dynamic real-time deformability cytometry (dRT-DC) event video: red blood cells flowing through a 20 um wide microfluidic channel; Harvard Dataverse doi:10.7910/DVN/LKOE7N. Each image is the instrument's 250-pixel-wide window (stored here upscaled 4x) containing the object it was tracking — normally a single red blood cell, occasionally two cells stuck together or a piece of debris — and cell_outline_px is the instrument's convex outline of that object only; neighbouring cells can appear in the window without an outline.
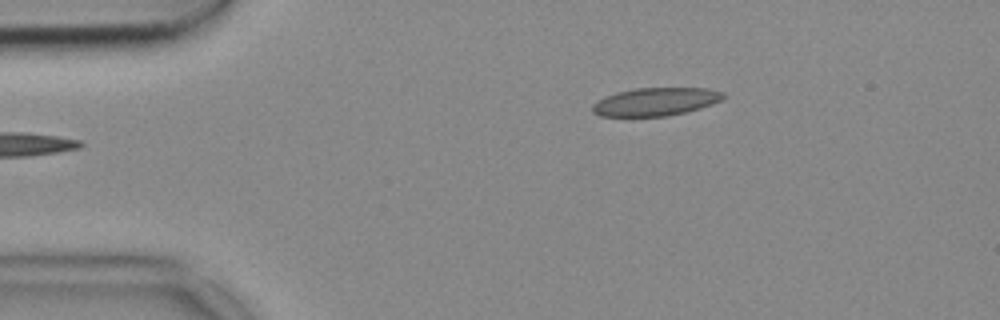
{"species": "common noctule bat (a hibernating species)", "species_latin": "Nyctalus noctula", "temperature_condition": "cold", "stored_images_in_passage": 37, "camera_frame_rate_fps": 3000, "um_per_image_px": 0.085, "animal": {"sex": "female", "body_mass_g": 18.4}, "frame": {"image": 1, "passage_image": 1, "time_ms": 0.0, "image_size_px": [1000, 320], "cell_outline_px": [[728, 96], [712, 104], [700, 108], [668, 116], [600, 116], [592, 112], [592, 104], [596, 100], [604, 96], [616, 92], [636, 88], [708, 88], [724, 92]], "centroid_in_image_um": [55.71, 8.64], "position_along_channel_um": 29.3, "area_um2": 21.56}}
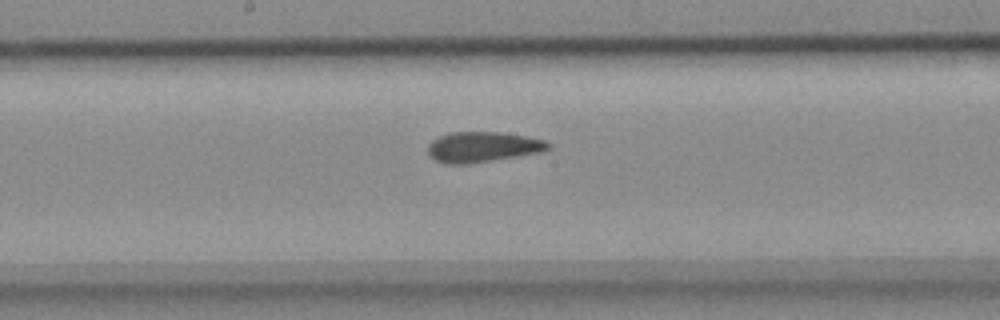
{"frame": {"image": 2, "passage_image": 19, "time_ms": 6.0, "image_size_px": [1000, 320], "cell_outline_px": [[552, 148], [544, 152], [468, 164], [444, 164], [436, 160], [428, 152], [428, 144], [432, 140], [448, 132], [500, 132], [528, 136], [544, 140], [552, 144]], "centroid_in_image_um": [41.08, 12.49], "position_along_channel_um": 207.1, "area_um2": 21.56}}
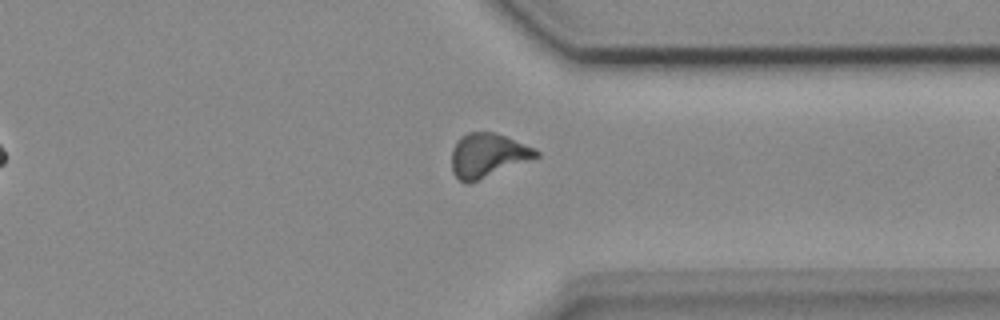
{"frame": {"image": 3, "passage_image": 32, "time_ms": 10.333, "image_size_px": [1000, 320], "cell_outline_px": [[540, 156], [468, 184], [464, 184], [452, 172], [452, 148], [456, 140], [460, 136], [468, 132], [496, 132], [508, 136], [536, 148], [540, 152]], "centroid_in_image_um": [41.46, 13.18], "position_along_channel_um": 369.9, "area_um2": 21.91}}